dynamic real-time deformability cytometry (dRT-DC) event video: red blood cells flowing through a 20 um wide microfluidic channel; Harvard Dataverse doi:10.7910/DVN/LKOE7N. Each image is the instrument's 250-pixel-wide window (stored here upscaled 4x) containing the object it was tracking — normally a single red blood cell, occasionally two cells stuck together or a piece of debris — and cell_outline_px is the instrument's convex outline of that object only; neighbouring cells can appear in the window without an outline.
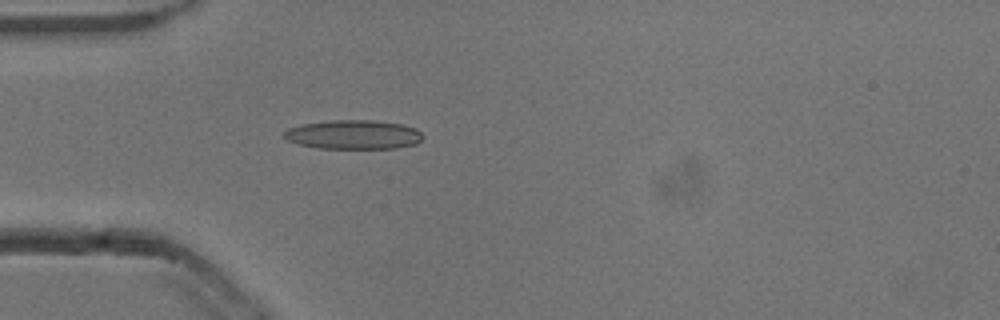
{"species": "common noctule bat (a hibernating species)", "species_latin": "Nyctalus noctula", "temperature_condition": "cold", "stored_images_in_passage": 16, "camera_frame_rate_fps": 3000, "um_per_image_px": 0.085, "animal": {"sex": "male", "body_mass_g": 13.3}, "frame": {"image": 1, "passage_image": 1, "time_ms": 0.0, "image_size_px": [1000, 320], "cell_outline_px": [[424, 136], [416, 144], [396, 148], [320, 148], [300, 144], [288, 140], [284, 136], [284, 132], [288, 128], [300, 124], [332, 120], [372, 120], [400, 124], [416, 128]], "centroid_in_image_um": [30.06, 11.43], "position_along_channel_um": 54.9, "area_um2": 23.41}}
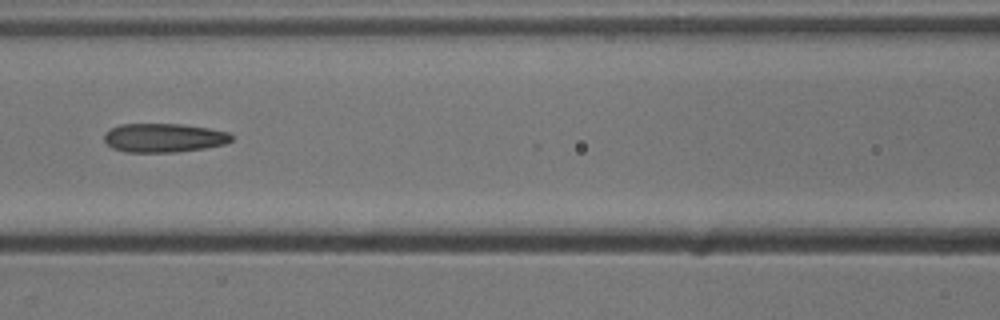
{"frame": {"image": 2, "passage_image": 9, "time_ms": 2.667, "image_size_px": [1000, 320], "cell_outline_px": [[232, 140], [224, 144], [204, 148], [176, 152], [124, 152], [112, 148], [104, 140], [104, 132], [120, 124], [180, 124], [208, 128], [228, 132], [232, 136]], "centroid_in_image_um": [13.89, 11.71], "position_along_channel_um": 152.7, "area_um2": 21.39}}
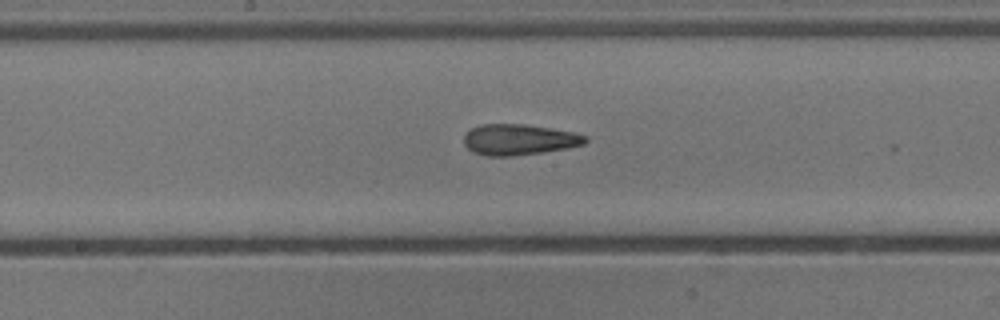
{"frame": {"image": 3, "passage_image": 13, "time_ms": 4.0, "image_size_px": [1000, 320], "cell_outline_px": [[588, 140], [584, 144], [568, 148], [544, 152], [512, 156], [484, 156], [472, 152], [464, 144], [464, 136], [472, 128], [480, 124], [524, 124], [552, 128], [576, 132], [588, 136]], "centroid_in_image_um": [44.15, 11.87], "position_along_channel_um": 204.1, "area_um2": 22.08}}